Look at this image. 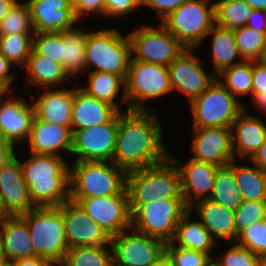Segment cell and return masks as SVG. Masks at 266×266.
Returning <instances> with one entry per match:
<instances>
[{"instance_id":"19","label":"cell","mask_w":266,"mask_h":266,"mask_svg":"<svg viewBox=\"0 0 266 266\" xmlns=\"http://www.w3.org/2000/svg\"><path fill=\"white\" fill-rule=\"evenodd\" d=\"M24 97L0 100V139L16 146L27 141L35 118L33 103Z\"/></svg>"},{"instance_id":"53","label":"cell","mask_w":266,"mask_h":266,"mask_svg":"<svg viewBox=\"0 0 266 266\" xmlns=\"http://www.w3.org/2000/svg\"><path fill=\"white\" fill-rule=\"evenodd\" d=\"M15 146L0 139V169L15 156Z\"/></svg>"},{"instance_id":"29","label":"cell","mask_w":266,"mask_h":266,"mask_svg":"<svg viewBox=\"0 0 266 266\" xmlns=\"http://www.w3.org/2000/svg\"><path fill=\"white\" fill-rule=\"evenodd\" d=\"M24 69L28 74V82L44 89L53 88V86L68 80L61 63L39 55L34 49L31 51Z\"/></svg>"},{"instance_id":"43","label":"cell","mask_w":266,"mask_h":266,"mask_svg":"<svg viewBox=\"0 0 266 266\" xmlns=\"http://www.w3.org/2000/svg\"><path fill=\"white\" fill-rule=\"evenodd\" d=\"M236 242L256 255L266 253V219L253 223L241 231Z\"/></svg>"},{"instance_id":"64","label":"cell","mask_w":266,"mask_h":266,"mask_svg":"<svg viewBox=\"0 0 266 266\" xmlns=\"http://www.w3.org/2000/svg\"><path fill=\"white\" fill-rule=\"evenodd\" d=\"M208 266H218L213 261Z\"/></svg>"},{"instance_id":"5","label":"cell","mask_w":266,"mask_h":266,"mask_svg":"<svg viewBox=\"0 0 266 266\" xmlns=\"http://www.w3.org/2000/svg\"><path fill=\"white\" fill-rule=\"evenodd\" d=\"M27 222L34 256L43 257L58 266L69 250L61 206L34 207L21 215Z\"/></svg>"},{"instance_id":"47","label":"cell","mask_w":266,"mask_h":266,"mask_svg":"<svg viewBox=\"0 0 266 266\" xmlns=\"http://www.w3.org/2000/svg\"><path fill=\"white\" fill-rule=\"evenodd\" d=\"M187 0H140V5L151 7V11H157L160 19H164L169 13L177 10Z\"/></svg>"},{"instance_id":"10","label":"cell","mask_w":266,"mask_h":266,"mask_svg":"<svg viewBox=\"0 0 266 266\" xmlns=\"http://www.w3.org/2000/svg\"><path fill=\"white\" fill-rule=\"evenodd\" d=\"M189 210L183 198H169L152 201L139 206L131 214V228L171 242L181 217Z\"/></svg>"},{"instance_id":"30","label":"cell","mask_w":266,"mask_h":266,"mask_svg":"<svg viewBox=\"0 0 266 266\" xmlns=\"http://www.w3.org/2000/svg\"><path fill=\"white\" fill-rule=\"evenodd\" d=\"M210 35H212V60L216 73L219 74L224 69L243 61L239 54L232 29L214 24L206 37ZM237 57L240 61L234 62Z\"/></svg>"},{"instance_id":"52","label":"cell","mask_w":266,"mask_h":266,"mask_svg":"<svg viewBox=\"0 0 266 266\" xmlns=\"http://www.w3.org/2000/svg\"><path fill=\"white\" fill-rule=\"evenodd\" d=\"M8 266H55L49 259L32 256L24 259H18L8 264Z\"/></svg>"},{"instance_id":"22","label":"cell","mask_w":266,"mask_h":266,"mask_svg":"<svg viewBox=\"0 0 266 266\" xmlns=\"http://www.w3.org/2000/svg\"><path fill=\"white\" fill-rule=\"evenodd\" d=\"M72 130L66 126L39 120L36 116L28 138L30 153L60 155L71 153Z\"/></svg>"},{"instance_id":"7","label":"cell","mask_w":266,"mask_h":266,"mask_svg":"<svg viewBox=\"0 0 266 266\" xmlns=\"http://www.w3.org/2000/svg\"><path fill=\"white\" fill-rule=\"evenodd\" d=\"M172 91L167 66L131 58L122 94V104H127L126 111L150 110L146 109V99L158 98Z\"/></svg>"},{"instance_id":"20","label":"cell","mask_w":266,"mask_h":266,"mask_svg":"<svg viewBox=\"0 0 266 266\" xmlns=\"http://www.w3.org/2000/svg\"><path fill=\"white\" fill-rule=\"evenodd\" d=\"M34 33L65 32L78 22L68 0H28Z\"/></svg>"},{"instance_id":"33","label":"cell","mask_w":266,"mask_h":266,"mask_svg":"<svg viewBox=\"0 0 266 266\" xmlns=\"http://www.w3.org/2000/svg\"><path fill=\"white\" fill-rule=\"evenodd\" d=\"M88 86L80 88L88 95L114 106L119 112L120 106L115 102L121 87L125 90V78L121 75L103 71L88 73Z\"/></svg>"},{"instance_id":"6","label":"cell","mask_w":266,"mask_h":266,"mask_svg":"<svg viewBox=\"0 0 266 266\" xmlns=\"http://www.w3.org/2000/svg\"><path fill=\"white\" fill-rule=\"evenodd\" d=\"M131 54V42L117 30L109 28L95 32H86V70L103 71L126 78Z\"/></svg>"},{"instance_id":"24","label":"cell","mask_w":266,"mask_h":266,"mask_svg":"<svg viewBox=\"0 0 266 266\" xmlns=\"http://www.w3.org/2000/svg\"><path fill=\"white\" fill-rule=\"evenodd\" d=\"M246 111L245 107L231 126L234 158L237 153L240 158L250 159L266 140V124L262 118L248 115Z\"/></svg>"},{"instance_id":"23","label":"cell","mask_w":266,"mask_h":266,"mask_svg":"<svg viewBox=\"0 0 266 266\" xmlns=\"http://www.w3.org/2000/svg\"><path fill=\"white\" fill-rule=\"evenodd\" d=\"M0 242L7 265L34 256L29 228L21 215L0 217Z\"/></svg>"},{"instance_id":"3","label":"cell","mask_w":266,"mask_h":266,"mask_svg":"<svg viewBox=\"0 0 266 266\" xmlns=\"http://www.w3.org/2000/svg\"><path fill=\"white\" fill-rule=\"evenodd\" d=\"M126 190L131 214L152 201L183 198L179 171L169 157L158 164L127 172Z\"/></svg>"},{"instance_id":"9","label":"cell","mask_w":266,"mask_h":266,"mask_svg":"<svg viewBox=\"0 0 266 266\" xmlns=\"http://www.w3.org/2000/svg\"><path fill=\"white\" fill-rule=\"evenodd\" d=\"M210 2L211 0H187L160 23L186 48L194 49L214 25V3Z\"/></svg>"},{"instance_id":"60","label":"cell","mask_w":266,"mask_h":266,"mask_svg":"<svg viewBox=\"0 0 266 266\" xmlns=\"http://www.w3.org/2000/svg\"><path fill=\"white\" fill-rule=\"evenodd\" d=\"M258 266H266V253L257 255Z\"/></svg>"},{"instance_id":"49","label":"cell","mask_w":266,"mask_h":266,"mask_svg":"<svg viewBox=\"0 0 266 266\" xmlns=\"http://www.w3.org/2000/svg\"><path fill=\"white\" fill-rule=\"evenodd\" d=\"M266 91V67L253 61L252 94H259Z\"/></svg>"},{"instance_id":"18","label":"cell","mask_w":266,"mask_h":266,"mask_svg":"<svg viewBox=\"0 0 266 266\" xmlns=\"http://www.w3.org/2000/svg\"><path fill=\"white\" fill-rule=\"evenodd\" d=\"M192 151L198 161L213 164L216 167L228 165L236 159L232 150L231 128L206 127L193 128Z\"/></svg>"},{"instance_id":"2","label":"cell","mask_w":266,"mask_h":266,"mask_svg":"<svg viewBox=\"0 0 266 266\" xmlns=\"http://www.w3.org/2000/svg\"><path fill=\"white\" fill-rule=\"evenodd\" d=\"M20 166L36 207L61 206L70 200V166L62 156L31 153Z\"/></svg>"},{"instance_id":"40","label":"cell","mask_w":266,"mask_h":266,"mask_svg":"<svg viewBox=\"0 0 266 266\" xmlns=\"http://www.w3.org/2000/svg\"><path fill=\"white\" fill-rule=\"evenodd\" d=\"M34 33L27 3L16 2L0 21V35Z\"/></svg>"},{"instance_id":"17","label":"cell","mask_w":266,"mask_h":266,"mask_svg":"<svg viewBox=\"0 0 266 266\" xmlns=\"http://www.w3.org/2000/svg\"><path fill=\"white\" fill-rule=\"evenodd\" d=\"M63 220L69 248L110 245V235L77 203H63Z\"/></svg>"},{"instance_id":"36","label":"cell","mask_w":266,"mask_h":266,"mask_svg":"<svg viewBox=\"0 0 266 266\" xmlns=\"http://www.w3.org/2000/svg\"><path fill=\"white\" fill-rule=\"evenodd\" d=\"M113 263L110 245L69 248L58 266H110Z\"/></svg>"},{"instance_id":"45","label":"cell","mask_w":266,"mask_h":266,"mask_svg":"<svg viewBox=\"0 0 266 266\" xmlns=\"http://www.w3.org/2000/svg\"><path fill=\"white\" fill-rule=\"evenodd\" d=\"M233 246L221 256V259L213 262L218 266H258L257 255L249 249L232 243Z\"/></svg>"},{"instance_id":"37","label":"cell","mask_w":266,"mask_h":266,"mask_svg":"<svg viewBox=\"0 0 266 266\" xmlns=\"http://www.w3.org/2000/svg\"><path fill=\"white\" fill-rule=\"evenodd\" d=\"M252 74L253 61L243 60L241 63L224 69L218 77L222 78L220 82L228 89L231 94L236 96H245L251 94L252 97Z\"/></svg>"},{"instance_id":"31","label":"cell","mask_w":266,"mask_h":266,"mask_svg":"<svg viewBox=\"0 0 266 266\" xmlns=\"http://www.w3.org/2000/svg\"><path fill=\"white\" fill-rule=\"evenodd\" d=\"M232 160V170L243 201H266V172L253 163V167L239 165Z\"/></svg>"},{"instance_id":"56","label":"cell","mask_w":266,"mask_h":266,"mask_svg":"<svg viewBox=\"0 0 266 266\" xmlns=\"http://www.w3.org/2000/svg\"><path fill=\"white\" fill-rule=\"evenodd\" d=\"M18 0H0V21Z\"/></svg>"},{"instance_id":"13","label":"cell","mask_w":266,"mask_h":266,"mask_svg":"<svg viewBox=\"0 0 266 266\" xmlns=\"http://www.w3.org/2000/svg\"><path fill=\"white\" fill-rule=\"evenodd\" d=\"M118 130V113L101 125L75 130L72 136V155L76 161L112 162Z\"/></svg>"},{"instance_id":"61","label":"cell","mask_w":266,"mask_h":266,"mask_svg":"<svg viewBox=\"0 0 266 266\" xmlns=\"http://www.w3.org/2000/svg\"><path fill=\"white\" fill-rule=\"evenodd\" d=\"M69 4L75 8L80 2H85V0H68Z\"/></svg>"},{"instance_id":"4","label":"cell","mask_w":266,"mask_h":266,"mask_svg":"<svg viewBox=\"0 0 266 266\" xmlns=\"http://www.w3.org/2000/svg\"><path fill=\"white\" fill-rule=\"evenodd\" d=\"M127 172L113 162L75 161L70 167V201L120 194Z\"/></svg>"},{"instance_id":"62","label":"cell","mask_w":266,"mask_h":266,"mask_svg":"<svg viewBox=\"0 0 266 266\" xmlns=\"http://www.w3.org/2000/svg\"><path fill=\"white\" fill-rule=\"evenodd\" d=\"M8 92L1 84H0V100L2 99V96Z\"/></svg>"},{"instance_id":"11","label":"cell","mask_w":266,"mask_h":266,"mask_svg":"<svg viewBox=\"0 0 266 266\" xmlns=\"http://www.w3.org/2000/svg\"><path fill=\"white\" fill-rule=\"evenodd\" d=\"M128 37L132 59L140 62L168 67L186 49L162 24L157 28L144 25L128 33Z\"/></svg>"},{"instance_id":"34","label":"cell","mask_w":266,"mask_h":266,"mask_svg":"<svg viewBox=\"0 0 266 266\" xmlns=\"http://www.w3.org/2000/svg\"><path fill=\"white\" fill-rule=\"evenodd\" d=\"M210 201L236 211L243 202L242 195L235 181L232 161L217 167Z\"/></svg>"},{"instance_id":"59","label":"cell","mask_w":266,"mask_h":266,"mask_svg":"<svg viewBox=\"0 0 266 266\" xmlns=\"http://www.w3.org/2000/svg\"><path fill=\"white\" fill-rule=\"evenodd\" d=\"M149 266H169L168 259L164 255L160 260H158L157 262H155L154 264H151Z\"/></svg>"},{"instance_id":"28","label":"cell","mask_w":266,"mask_h":266,"mask_svg":"<svg viewBox=\"0 0 266 266\" xmlns=\"http://www.w3.org/2000/svg\"><path fill=\"white\" fill-rule=\"evenodd\" d=\"M191 211L188 210L180 219L176 227V233L171 241L177 247L202 251L210 255L216 245V239L208 232L198 220L190 221ZM178 245H176L177 243Z\"/></svg>"},{"instance_id":"16","label":"cell","mask_w":266,"mask_h":266,"mask_svg":"<svg viewBox=\"0 0 266 266\" xmlns=\"http://www.w3.org/2000/svg\"><path fill=\"white\" fill-rule=\"evenodd\" d=\"M193 49L186 48L169 66V78L173 91L179 90L189 102L204 92L216 76L206 74ZM215 76V77H214Z\"/></svg>"},{"instance_id":"8","label":"cell","mask_w":266,"mask_h":266,"mask_svg":"<svg viewBox=\"0 0 266 266\" xmlns=\"http://www.w3.org/2000/svg\"><path fill=\"white\" fill-rule=\"evenodd\" d=\"M193 128H231L237 116L245 109L216 77L208 88L190 101Z\"/></svg>"},{"instance_id":"14","label":"cell","mask_w":266,"mask_h":266,"mask_svg":"<svg viewBox=\"0 0 266 266\" xmlns=\"http://www.w3.org/2000/svg\"><path fill=\"white\" fill-rule=\"evenodd\" d=\"M77 204L110 237L131 228V213L126 188L120 194L83 198Z\"/></svg>"},{"instance_id":"42","label":"cell","mask_w":266,"mask_h":266,"mask_svg":"<svg viewBox=\"0 0 266 266\" xmlns=\"http://www.w3.org/2000/svg\"><path fill=\"white\" fill-rule=\"evenodd\" d=\"M33 49L63 65V32L33 33Z\"/></svg>"},{"instance_id":"26","label":"cell","mask_w":266,"mask_h":266,"mask_svg":"<svg viewBox=\"0 0 266 266\" xmlns=\"http://www.w3.org/2000/svg\"><path fill=\"white\" fill-rule=\"evenodd\" d=\"M74 89L45 88L34 102L35 116L42 121L71 128Z\"/></svg>"},{"instance_id":"27","label":"cell","mask_w":266,"mask_h":266,"mask_svg":"<svg viewBox=\"0 0 266 266\" xmlns=\"http://www.w3.org/2000/svg\"><path fill=\"white\" fill-rule=\"evenodd\" d=\"M196 207L200 222L212 235L216 242L219 239L236 243L237 232L234 221L235 211L225 206L216 204L209 199H202L191 205L190 211ZM219 238V239H217ZM232 239V240H231Z\"/></svg>"},{"instance_id":"50","label":"cell","mask_w":266,"mask_h":266,"mask_svg":"<svg viewBox=\"0 0 266 266\" xmlns=\"http://www.w3.org/2000/svg\"><path fill=\"white\" fill-rule=\"evenodd\" d=\"M246 26L258 32L266 33V11L253 9Z\"/></svg>"},{"instance_id":"65","label":"cell","mask_w":266,"mask_h":266,"mask_svg":"<svg viewBox=\"0 0 266 266\" xmlns=\"http://www.w3.org/2000/svg\"><path fill=\"white\" fill-rule=\"evenodd\" d=\"M0 266H7V263H0Z\"/></svg>"},{"instance_id":"32","label":"cell","mask_w":266,"mask_h":266,"mask_svg":"<svg viewBox=\"0 0 266 266\" xmlns=\"http://www.w3.org/2000/svg\"><path fill=\"white\" fill-rule=\"evenodd\" d=\"M86 31L73 28L63 32V70L68 78L86 71Z\"/></svg>"},{"instance_id":"63","label":"cell","mask_w":266,"mask_h":266,"mask_svg":"<svg viewBox=\"0 0 266 266\" xmlns=\"http://www.w3.org/2000/svg\"><path fill=\"white\" fill-rule=\"evenodd\" d=\"M0 263H6L2 252L1 242H0Z\"/></svg>"},{"instance_id":"41","label":"cell","mask_w":266,"mask_h":266,"mask_svg":"<svg viewBox=\"0 0 266 266\" xmlns=\"http://www.w3.org/2000/svg\"><path fill=\"white\" fill-rule=\"evenodd\" d=\"M165 256L169 266H208L213 261L202 251L177 247L172 242L166 243Z\"/></svg>"},{"instance_id":"57","label":"cell","mask_w":266,"mask_h":266,"mask_svg":"<svg viewBox=\"0 0 266 266\" xmlns=\"http://www.w3.org/2000/svg\"><path fill=\"white\" fill-rule=\"evenodd\" d=\"M247 2L253 9H260L266 11V0H244Z\"/></svg>"},{"instance_id":"38","label":"cell","mask_w":266,"mask_h":266,"mask_svg":"<svg viewBox=\"0 0 266 266\" xmlns=\"http://www.w3.org/2000/svg\"><path fill=\"white\" fill-rule=\"evenodd\" d=\"M32 33L0 35V53L9 62L25 67L28 57L33 50Z\"/></svg>"},{"instance_id":"35","label":"cell","mask_w":266,"mask_h":266,"mask_svg":"<svg viewBox=\"0 0 266 266\" xmlns=\"http://www.w3.org/2000/svg\"><path fill=\"white\" fill-rule=\"evenodd\" d=\"M253 8L244 0H219L214 3V24L235 30L247 25Z\"/></svg>"},{"instance_id":"54","label":"cell","mask_w":266,"mask_h":266,"mask_svg":"<svg viewBox=\"0 0 266 266\" xmlns=\"http://www.w3.org/2000/svg\"><path fill=\"white\" fill-rule=\"evenodd\" d=\"M249 160L262 171L266 172V140Z\"/></svg>"},{"instance_id":"46","label":"cell","mask_w":266,"mask_h":266,"mask_svg":"<svg viewBox=\"0 0 266 266\" xmlns=\"http://www.w3.org/2000/svg\"><path fill=\"white\" fill-rule=\"evenodd\" d=\"M106 17H121L134 12L140 6V0H105Z\"/></svg>"},{"instance_id":"21","label":"cell","mask_w":266,"mask_h":266,"mask_svg":"<svg viewBox=\"0 0 266 266\" xmlns=\"http://www.w3.org/2000/svg\"><path fill=\"white\" fill-rule=\"evenodd\" d=\"M180 175L181 192L185 205L190 208L197 200L208 199L212 193L217 167L207 162L190 158L186 163L175 160ZM182 165V166H179ZM201 198V199H200Z\"/></svg>"},{"instance_id":"1","label":"cell","mask_w":266,"mask_h":266,"mask_svg":"<svg viewBox=\"0 0 266 266\" xmlns=\"http://www.w3.org/2000/svg\"><path fill=\"white\" fill-rule=\"evenodd\" d=\"M150 109L118 112L112 162L126 172L158 164L168 157L160 120Z\"/></svg>"},{"instance_id":"48","label":"cell","mask_w":266,"mask_h":266,"mask_svg":"<svg viewBox=\"0 0 266 266\" xmlns=\"http://www.w3.org/2000/svg\"><path fill=\"white\" fill-rule=\"evenodd\" d=\"M74 13L77 20L82 21V17L91 13H98L102 16L106 15V5L105 0H85V2H80L75 8Z\"/></svg>"},{"instance_id":"39","label":"cell","mask_w":266,"mask_h":266,"mask_svg":"<svg viewBox=\"0 0 266 266\" xmlns=\"http://www.w3.org/2000/svg\"><path fill=\"white\" fill-rule=\"evenodd\" d=\"M234 31L236 45L243 60L256 61L266 42V33L244 26Z\"/></svg>"},{"instance_id":"15","label":"cell","mask_w":266,"mask_h":266,"mask_svg":"<svg viewBox=\"0 0 266 266\" xmlns=\"http://www.w3.org/2000/svg\"><path fill=\"white\" fill-rule=\"evenodd\" d=\"M36 207L15 156L0 169V217L23 215Z\"/></svg>"},{"instance_id":"44","label":"cell","mask_w":266,"mask_h":266,"mask_svg":"<svg viewBox=\"0 0 266 266\" xmlns=\"http://www.w3.org/2000/svg\"><path fill=\"white\" fill-rule=\"evenodd\" d=\"M266 219V201H243L235 211L237 235L249 225Z\"/></svg>"},{"instance_id":"12","label":"cell","mask_w":266,"mask_h":266,"mask_svg":"<svg viewBox=\"0 0 266 266\" xmlns=\"http://www.w3.org/2000/svg\"><path fill=\"white\" fill-rule=\"evenodd\" d=\"M132 229L111 236L113 263L118 266H149L165 255L166 243L156 237Z\"/></svg>"},{"instance_id":"55","label":"cell","mask_w":266,"mask_h":266,"mask_svg":"<svg viewBox=\"0 0 266 266\" xmlns=\"http://www.w3.org/2000/svg\"><path fill=\"white\" fill-rule=\"evenodd\" d=\"M252 100L258 106L259 110L266 111V91H262L259 94H252Z\"/></svg>"},{"instance_id":"58","label":"cell","mask_w":266,"mask_h":266,"mask_svg":"<svg viewBox=\"0 0 266 266\" xmlns=\"http://www.w3.org/2000/svg\"><path fill=\"white\" fill-rule=\"evenodd\" d=\"M256 61L259 64H261L262 66L266 67V42H265V45L261 51L259 58Z\"/></svg>"},{"instance_id":"25","label":"cell","mask_w":266,"mask_h":266,"mask_svg":"<svg viewBox=\"0 0 266 266\" xmlns=\"http://www.w3.org/2000/svg\"><path fill=\"white\" fill-rule=\"evenodd\" d=\"M119 111L111 104L74 88L71 130H81L109 122Z\"/></svg>"},{"instance_id":"51","label":"cell","mask_w":266,"mask_h":266,"mask_svg":"<svg viewBox=\"0 0 266 266\" xmlns=\"http://www.w3.org/2000/svg\"><path fill=\"white\" fill-rule=\"evenodd\" d=\"M12 64L0 53V84L8 91L15 79L13 73H9Z\"/></svg>"}]
</instances>
